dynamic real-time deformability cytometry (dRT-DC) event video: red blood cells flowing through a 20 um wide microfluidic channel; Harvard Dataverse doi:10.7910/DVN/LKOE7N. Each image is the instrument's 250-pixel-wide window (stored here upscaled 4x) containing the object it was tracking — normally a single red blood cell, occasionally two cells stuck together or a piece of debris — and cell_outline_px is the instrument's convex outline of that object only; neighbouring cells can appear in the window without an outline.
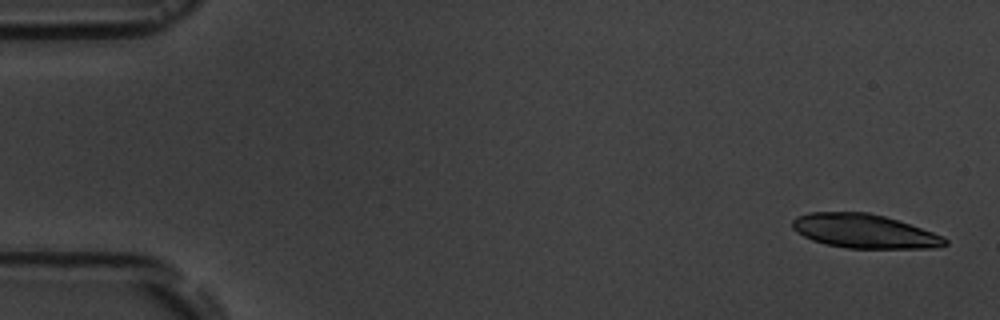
{"species": "common noctule bat (a hibernating species)", "species_latin": "Nyctalus noctula", "temperature_condition": "room temperature", "stored_images_in_passage": 5, "camera_frame_rate_fps": 3000, "um_per_image_px": 0.085, "animal": {"sex": "male", "body_mass_g": 19.5, "forearm_length_mm": 54.6}, "frame": {"image": 1, "passage_image": 1, "time_ms": 0.0, "image_size_px": [1000, 320], "cell_outline_px": [[948, 244], [936, 248], [848, 248], [828, 244], [812, 240], [796, 232], [792, 228], [792, 220], [796, 216], [808, 212], [868, 212], [884, 216], [944, 236], [948, 240]], "centroid_in_image_um": [73.44, 19.64], "position_along_channel_um": 11.6, "area_um2": 30.11}}